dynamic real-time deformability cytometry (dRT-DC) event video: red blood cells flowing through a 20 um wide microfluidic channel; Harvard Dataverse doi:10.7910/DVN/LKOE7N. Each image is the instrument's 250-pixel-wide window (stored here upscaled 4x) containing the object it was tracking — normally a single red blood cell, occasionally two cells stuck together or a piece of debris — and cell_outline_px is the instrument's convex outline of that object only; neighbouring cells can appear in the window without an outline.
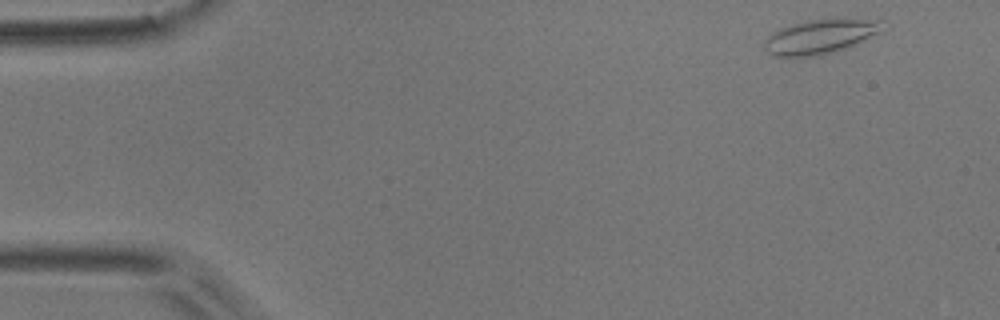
{"species": "common noctule bat (a hibernating species)", "species_latin": "Nyctalus noctula", "temperature_condition": "room temperature", "stored_images_in_passage": 4, "camera_frame_rate_fps": 3000, "um_per_image_px": 0.085, "animal": {"sex": "male", "body_mass_g": 17.9}, "frame": {"image": 1, "passage_image": 1, "time_ms": 0.0, "image_size_px": [1000, 320], "cell_outline_px": [[884, 20], [880, 32], [844, 48], [820, 56], [776, 56], [768, 52], [764, 48], [764, 40], [768, 36], [780, 28], [792, 24], [808, 20]], "centroid_in_image_um": [69.65, 3.13], "position_along_channel_um": 15.3, "area_um2": 22.89}}